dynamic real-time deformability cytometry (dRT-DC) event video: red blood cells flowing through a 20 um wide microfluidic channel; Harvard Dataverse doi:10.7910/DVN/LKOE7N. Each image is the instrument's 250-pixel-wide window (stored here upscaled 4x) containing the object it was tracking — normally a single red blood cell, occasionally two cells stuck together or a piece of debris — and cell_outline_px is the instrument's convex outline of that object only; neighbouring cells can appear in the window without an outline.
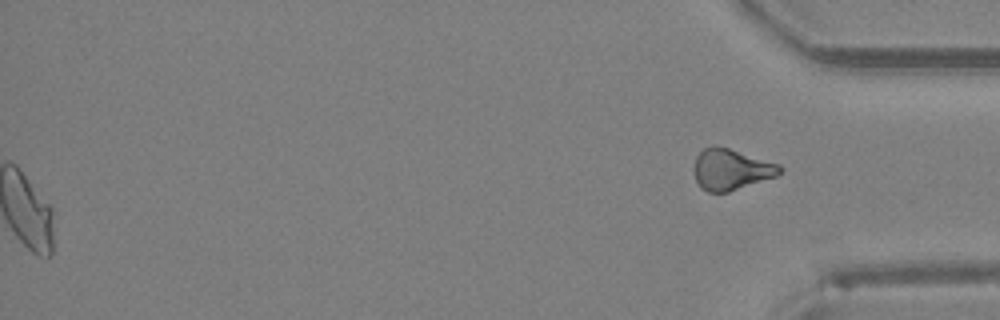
{"species": "Egyptian fruit bat (a non-hibernating species)", "species_latin": "Rousettus aegyptiacus", "temperature_condition": "room temperature", "stored_images_in_passage": 40, "segment_of_instrument_passage": [2, 2], "camera_frame_rate_fps": 3000, "um_per_image_px": 0.085, "animal": {"sex": "female"}, "frame": {"image": 1, "passage_image": 40, "time_ms": 13.0, "image_size_px": [1000, 320], "cell_outline_px": [[784, 168], [776, 176], [728, 192], [708, 192], [700, 188], [696, 180], [692, 168], [696, 156], [704, 148], [712, 144], [728, 148], [780, 164]], "centroid_in_image_um": [62.11, 14.39], "position_along_channel_um": 373.1, "area_um2": 20.63}}